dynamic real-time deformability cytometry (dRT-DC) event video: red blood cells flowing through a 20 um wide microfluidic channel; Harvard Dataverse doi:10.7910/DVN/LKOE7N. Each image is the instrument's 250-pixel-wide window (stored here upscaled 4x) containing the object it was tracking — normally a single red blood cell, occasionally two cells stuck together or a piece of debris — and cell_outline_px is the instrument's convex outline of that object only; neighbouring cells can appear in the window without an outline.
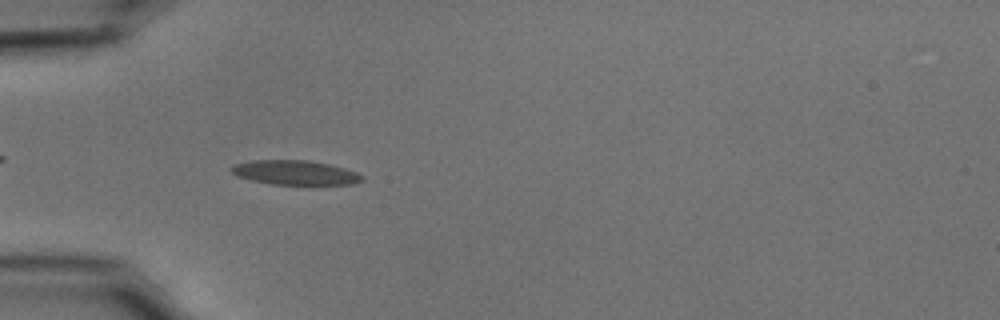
{"species": "common noctule bat (a hibernating species)", "species_latin": "Nyctalus noctula", "temperature_condition": "cold", "stored_images_in_passage": 53, "camera_frame_rate_fps": 3000, "um_per_image_px": 0.085, "animal": {"sex": "male", "body_mass_g": 15.6}, "frame": {"image": 1, "passage_image": 16, "time_ms": 5.0, "image_size_px": [1000, 320], "cell_outline_px": [[364, 180], [352, 184], [272, 184], [252, 180], [236, 176], [228, 168], [236, 164], [252, 160], [308, 160], [328, 164], [344, 168], [356, 172], [364, 176]], "centroid_in_image_um": [25.07, 14.66], "position_along_channel_um": 59.9, "area_um2": 18.5}}
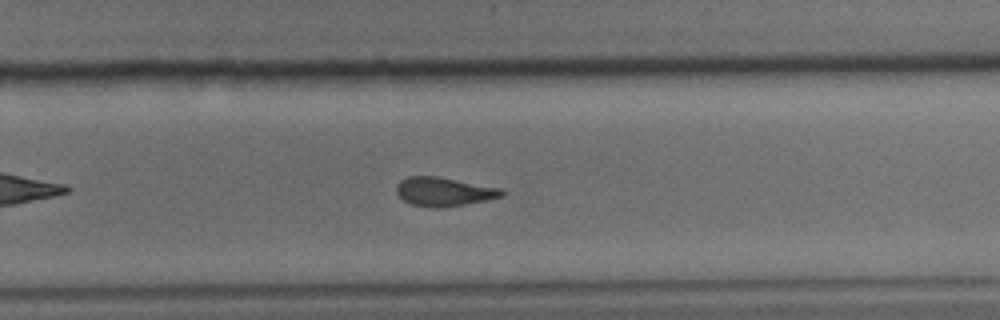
{"frame": {"image": 2, "passage_image": 35, "time_ms": 11.333, "image_size_px": [1000, 320], "cell_outline_px": [[504, 196], [464, 204], [440, 208], [432, 208], [412, 204], [404, 200], [396, 192], [396, 184], [400, 180], [408, 176], [436, 176], [500, 188], [504, 192]], "centroid_in_image_um": [37.69, 16.29], "position_along_channel_um": 292.1, "area_um2": 17.51}}
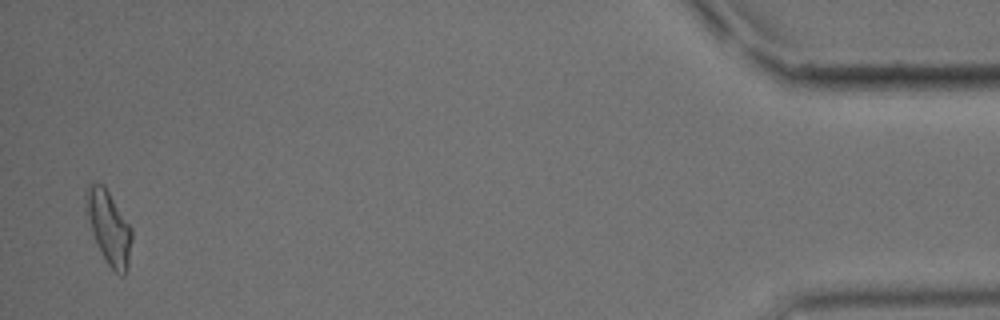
{"frame": {"image": 3, "passage_image": 52, "time_ms": 17.0, "image_size_px": [1000, 320], "cell_outline_px": [[132, 240], [128, 268], [124, 276], [120, 276], [108, 264], [92, 232], [88, 212], [88, 184], [104, 184], [132, 228]], "centroid_in_image_um": [9.33, 19.38], "position_along_channel_um": 425.9, "area_um2": 18.73}, "authors_computed_cell_mechanics": {"area_um2": 17.9758, "velocity_mm_per_s": 3.7451, "shape_relaxation_time_tau1_ms": null, "shape_relaxation_time_tau2_ms": 2.4763, "deformation_change_tau1": null, "deformation_change_tau2": 0.0937}}